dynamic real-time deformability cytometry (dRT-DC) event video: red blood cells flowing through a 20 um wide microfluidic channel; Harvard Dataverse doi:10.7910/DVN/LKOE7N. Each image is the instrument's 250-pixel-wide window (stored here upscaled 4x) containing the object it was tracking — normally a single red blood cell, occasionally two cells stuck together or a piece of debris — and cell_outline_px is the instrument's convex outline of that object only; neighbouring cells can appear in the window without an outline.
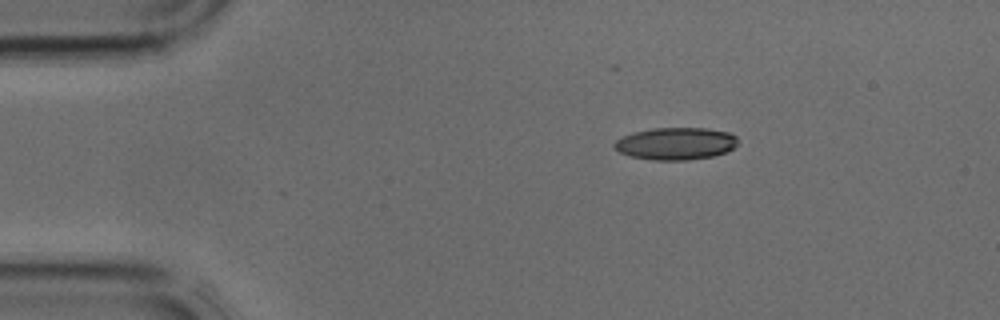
{"species": "common noctule bat (a hibernating species)", "species_latin": "Nyctalus noctula", "temperature_condition": "cold", "stored_images_in_passage": 2, "camera_frame_rate_fps": 3000, "um_per_image_px": 0.085, "animal": {"sex": "male", "body_mass_g": 17.9, "forearm_length_mm": 54.2}, "frame": {"image": 1, "passage_image": 1, "time_ms": 0.0, "image_size_px": [1000, 320], "cell_outline_px": [[736, 144], [728, 152], [712, 156], [684, 160], [652, 160], [632, 156], [620, 152], [612, 144], [616, 140], [632, 132], [652, 128], [708, 128], [728, 132], [736, 136]], "centroid_in_image_um": [57.44, 12.2], "position_along_channel_um": 27.6, "area_um2": 23.12}}